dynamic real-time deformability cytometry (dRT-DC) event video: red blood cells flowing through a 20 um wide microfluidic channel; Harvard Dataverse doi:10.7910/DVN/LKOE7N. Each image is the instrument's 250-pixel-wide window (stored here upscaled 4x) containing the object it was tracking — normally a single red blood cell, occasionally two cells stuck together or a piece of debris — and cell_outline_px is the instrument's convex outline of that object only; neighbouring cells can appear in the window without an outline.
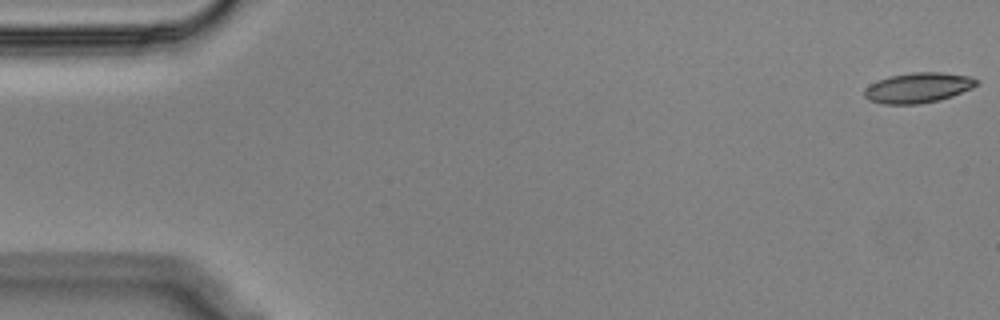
{"species": "Egyptian fruit bat (a non-hibernating species)", "species_latin": "Rousettus aegyptiacus", "temperature_condition": "cold", "stored_images_in_passage": 56, "camera_frame_rate_fps": 3000, "um_per_image_px": 0.085, "animal": {"sex": "male"}, "frame": {"image": 1, "passage_image": 1, "time_ms": 0.0, "image_size_px": [1000, 320], "cell_outline_px": [[980, 84], [972, 88], [952, 96], [940, 100], [920, 104], [884, 104], [868, 100], [864, 96], [864, 88], [868, 84], [888, 76], [912, 72], [944, 72], [972, 76], [980, 80]], "centroid_in_image_um": [78.06, 7.45], "position_along_channel_um": 6.9, "area_um2": 20.17}}
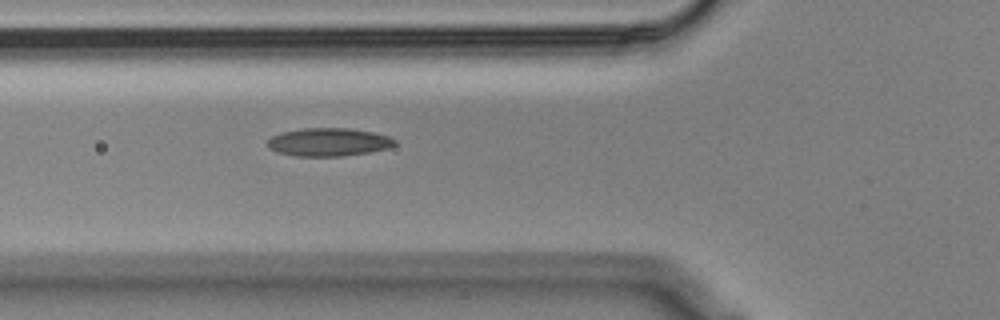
{"frame": {"image": 2, "passage_image": 20, "time_ms": 6.333, "image_size_px": [1000, 320], "cell_outline_px": [[396, 144], [388, 148], [368, 152], [340, 156], [296, 156], [276, 152], [268, 148], [268, 140], [272, 136], [280, 132], [304, 128], [352, 128], [372, 132], [388, 136], [396, 140]], "centroid_in_image_um": [27.91, 12.07], "position_along_channel_um": 97.9, "area_um2": 20.87}}
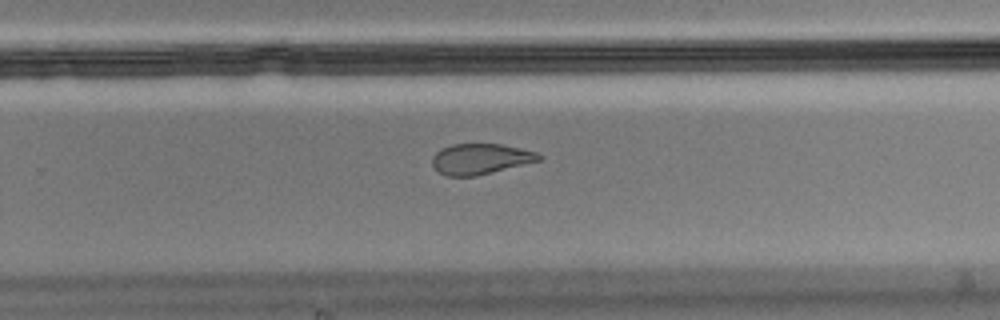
{"frame": {"image": 3, "passage_image": 36, "time_ms": 11.667, "image_size_px": [1000, 320], "cell_outline_px": [[544, 156], [540, 160], [476, 176], [448, 176], [440, 172], [432, 164], [432, 156], [436, 152], [452, 144], [500, 144], [520, 148], [536, 152]], "centroid_in_image_um": [40.84, 13.5], "position_along_channel_um": 289.0, "area_um2": 18.79}, "authors_computed_cell_mechanics": {"area_um2": 20.2878, "velocity_mm_per_s": 3.5806, "shape_relaxation_time_tau1_ms": null, "shape_relaxation_time_tau2_ms": 2.716, "deformation_change_tau1": null, "deformation_change_tau2": 0.0854}}